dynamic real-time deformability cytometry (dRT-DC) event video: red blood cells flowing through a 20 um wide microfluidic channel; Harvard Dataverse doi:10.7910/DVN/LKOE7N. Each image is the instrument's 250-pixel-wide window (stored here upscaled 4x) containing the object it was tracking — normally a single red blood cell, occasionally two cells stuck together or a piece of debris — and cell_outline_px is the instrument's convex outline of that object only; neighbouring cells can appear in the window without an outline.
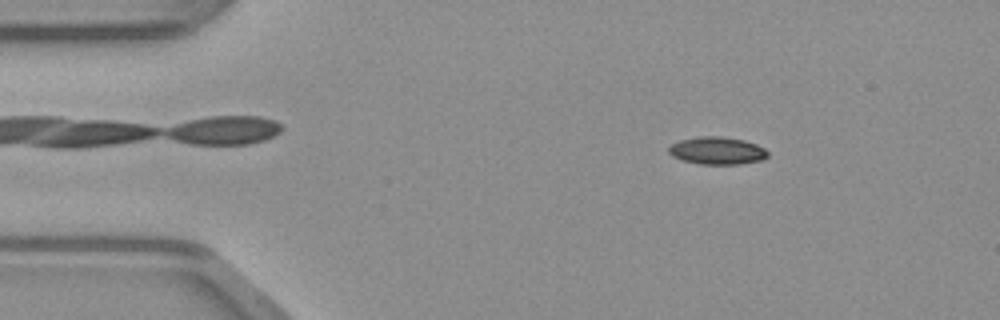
{"species": "common noctule bat (a hibernating species)", "species_latin": "Nyctalus noctula", "temperature_condition": "warm", "stored_images_in_passage": 42, "camera_frame_rate_fps": 3000, "um_per_image_px": 0.085, "animal": {"sex": "male", "body_mass_g": 23.1, "forearm_length_mm": 52.7}, "frame": {"image": 1, "passage_image": 1, "time_ms": 0.0, "image_size_px": [1000, 320], "cell_outline_px": [[768, 156], [764, 160], [740, 164], [700, 164], [684, 160], [672, 156], [668, 152], [668, 148], [672, 144], [680, 140], [700, 136], [720, 136], [744, 140], [756, 144], [764, 148], [768, 152]], "centroid_in_image_um": [60.98, 12.81], "position_along_channel_um": 24.0, "area_um2": 15.9}}
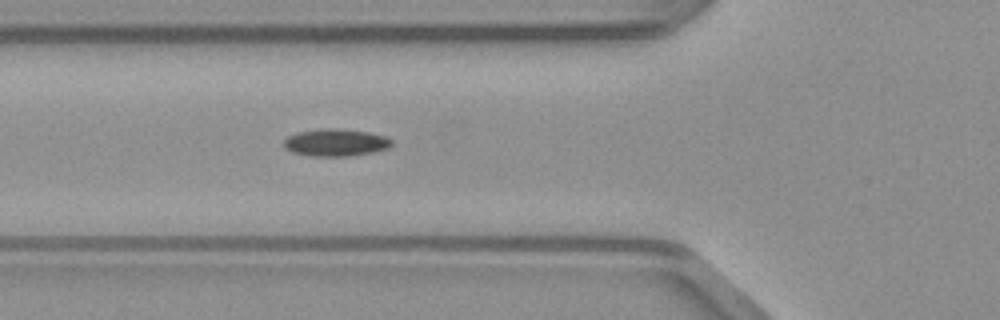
{"frame": {"image": 2, "passage_image": 11, "time_ms": 3.333, "image_size_px": [1000, 320], "cell_outline_px": [[392, 144], [388, 148], [372, 152], [352, 156], [312, 156], [292, 152], [284, 148], [280, 144], [288, 136], [296, 132], [320, 128], [336, 128], [368, 132], [384, 136], [392, 140]], "centroid_in_image_um": [28.47, 12.11], "position_along_channel_um": 97.3, "area_um2": 17.34}}
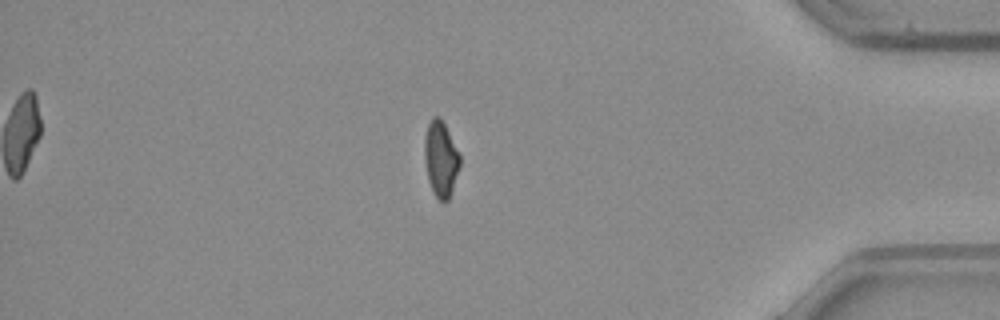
{"frame": {"image": 3, "passage_image": 35, "time_ms": 11.333, "image_size_px": [1000, 320], "cell_outline_px": [[460, 164], [448, 200], [444, 204], [432, 192], [428, 180], [424, 156], [424, 140], [428, 124], [432, 116], [440, 116], [460, 152]], "centroid_in_image_um": [37.46, 13.48], "position_along_channel_um": 397.7, "area_um2": 15.66}}